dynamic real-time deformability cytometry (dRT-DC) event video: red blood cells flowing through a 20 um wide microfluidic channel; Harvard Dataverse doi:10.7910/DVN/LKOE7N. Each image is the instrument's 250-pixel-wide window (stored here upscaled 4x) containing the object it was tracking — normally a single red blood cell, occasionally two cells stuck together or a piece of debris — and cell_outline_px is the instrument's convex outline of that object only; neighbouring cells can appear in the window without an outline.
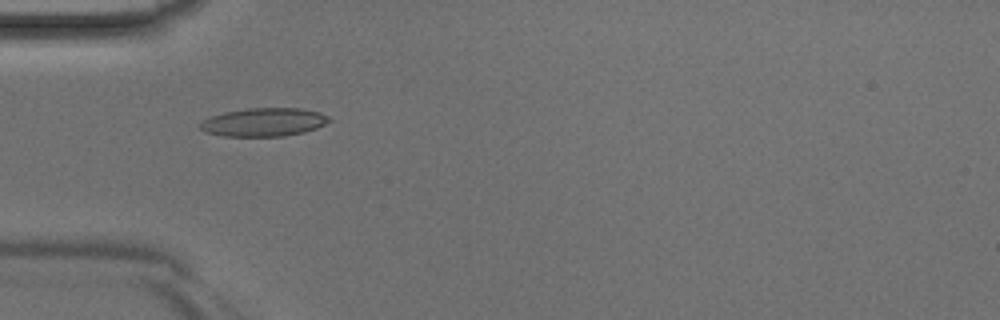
{"species": "Egyptian fruit bat (a non-hibernating species)", "species_latin": "Rousettus aegyptiacus", "temperature_condition": "room temperature", "stored_images_in_passage": 44, "camera_frame_rate_fps": 3000, "um_per_image_px": 0.085, "animal": {"sex": "male"}, "frame": {"image": 1, "passage_image": 14, "time_ms": 4.333, "image_size_px": [1000, 320], "cell_outline_px": [[332, 120], [316, 128], [304, 132], [284, 136], [224, 136], [204, 132], [200, 128], [200, 124], [204, 120], [212, 116], [224, 112], [248, 108], [300, 108], [320, 112], [328, 116]], "centroid_in_image_um": [22.44, 10.38], "position_along_channel_um": 62.6, "area_um2": 21.27}}
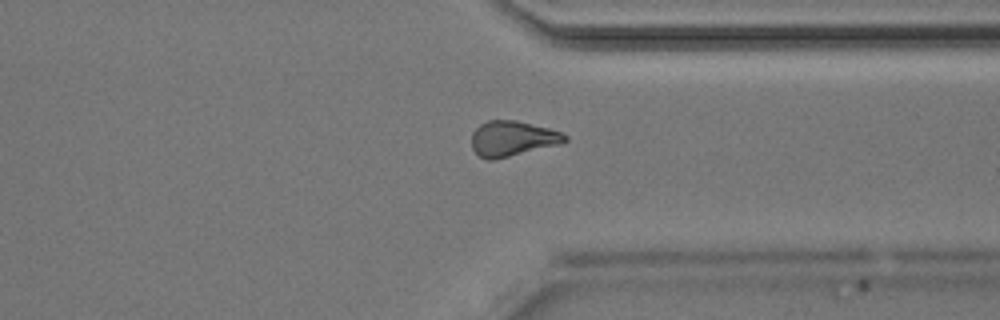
{"frame": {"image": 2, "passage_image": 34, "time_ms": 11.0, "image_size_px": [1000, 320], "cell_outline_px": [[568, 140], [560, 144], [492, 160], [488, 160], [480, 156], [472, 148], [472, 132], [480, 124], [488, 120], [516, 120], [548, 128], [560, 132], [568, 136]], "centroid_in_image_um": [43.55, 11.77], "position_along_channel_um": 367.9, "area_um2": 19.02}}
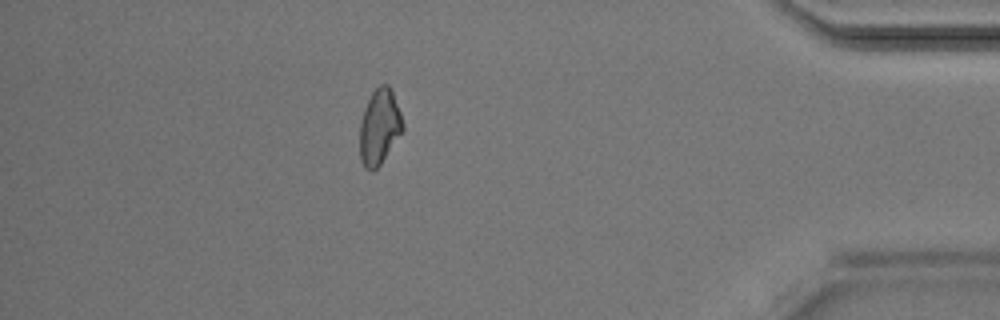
{"frame": {"image": 3, "passage_image": 39, "time_ms": 12.667, "image_size_px": [1000, 320], "cell_outline_px": [[404, 128], [380, 164], [372, 172], [364, 168], [360, 160], [360, 120], [364, 108], [372, 92], [380, 84], [388, 84], [392, 92], [400, 112], [404, 124]], "centroid_in_image_um": [32.23, 10.79], "position_along_channel_um": 403.0, "area_um2": 18.73}}